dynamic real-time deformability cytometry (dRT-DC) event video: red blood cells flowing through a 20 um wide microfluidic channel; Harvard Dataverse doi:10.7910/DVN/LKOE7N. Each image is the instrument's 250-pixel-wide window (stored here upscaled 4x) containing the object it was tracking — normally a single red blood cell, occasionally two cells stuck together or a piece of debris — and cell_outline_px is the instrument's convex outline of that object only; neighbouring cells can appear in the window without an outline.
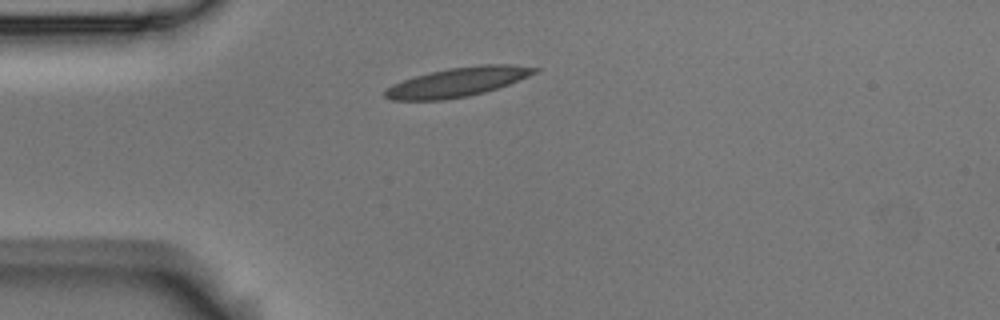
{"species": "Egyptian fruit bat (a non-hibernating species)", "species_latin": "Rousettus aegyptiacus", "temperature_condition": "room temperature", "stored_images_in_passage": 3, "camera_frame_rate_fps": 3000, "um_per_image_px": 0.085, "animal": {"sex": "male"}, "frame": {"image": 1, "passage_image": 1, "time_ms": 0.0, "image_size_px": [1000, 320], "cell_outline_px": [[540, 72], [508, 84], [484, 92], [468, 96], [444, 100], [392, 100], [384, 96], [384, 92], [392, 84], [416, 76], [448, 68], [480, 64], [512, 64], [540, 68]], "centroid_in_image_um": [38.95, 6.96], "position_along_channel_um": 46.1, "area_um2": 25.37}}
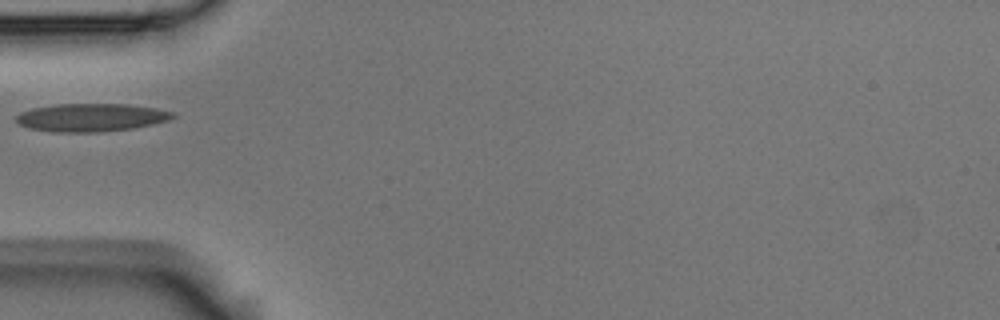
{"frame": {"image": 2, "passage_image": 2, "time_ms": 0.333, "image_size_px": [1000, 320], "cell_outline_px": [[176, 116], [168, 120], [152, 124], [132, 128], [100, 132], [52, 132], [28, 128], [20, 124], [16, 120], [16, 116], [20, 112], [32, 108], [56, 104], [128, 104], [156, 108], [176, 112]], "centroid_in_image_um": [7.75, 9.98], "position_along_channel_um": 77.2, "area_um2": 25.66}}
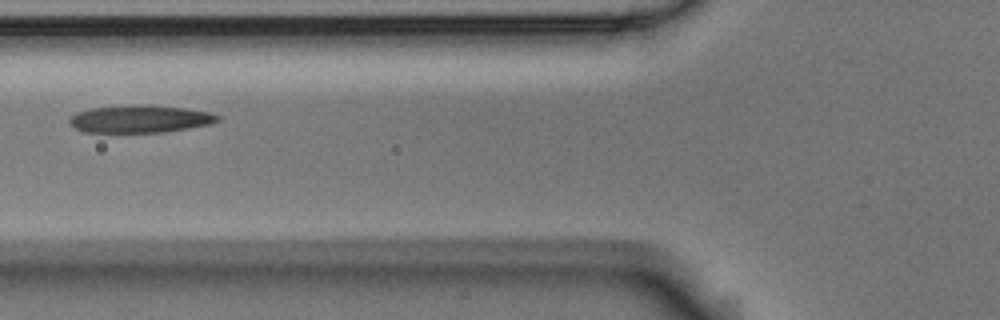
{"frame": {"image": 3, "passage_image": 3, "time_ms": 0.667, "image_size_px": [1000, 320], "cell_outline_px": [[220, 120], [212, 124], [164, 132], [84, 132], [68, 124], [68, 120], [76, 112], [92, 108], [140, 104], [184, 108], [208, 112], [220, 116]], "centroid_in_image_um": [11.89, 10.11], "position_along_channel_um": 113.9, "area_um2": 23.7}}